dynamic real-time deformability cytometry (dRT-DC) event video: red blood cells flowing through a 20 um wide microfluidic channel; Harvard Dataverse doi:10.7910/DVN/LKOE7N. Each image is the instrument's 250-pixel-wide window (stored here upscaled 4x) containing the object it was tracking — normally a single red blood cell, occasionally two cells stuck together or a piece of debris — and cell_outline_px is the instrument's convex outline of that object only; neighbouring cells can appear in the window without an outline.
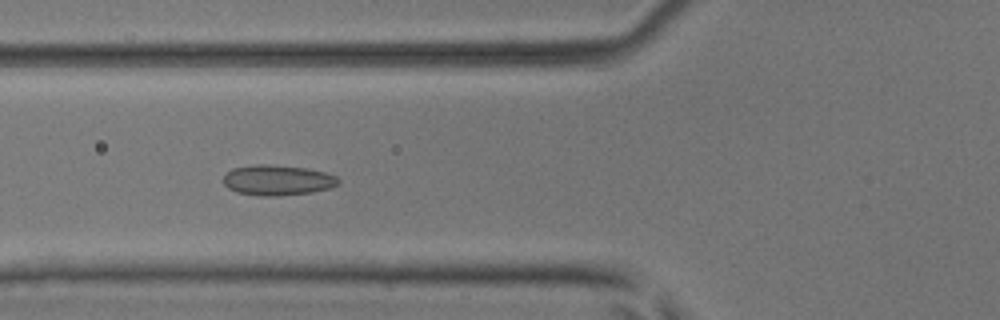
{"species": "common noctule bat (a hibernating species)", "species_latin": "Nyctalus noctula", "temperature_condition": "room temperature", "stored_images_in_passage": 8, "camera_frame_rate_fps": 3000, "um_per_image_px": 0.085, "animal": {"sex": "male", "body_mass_g": 17.9, "forearm_length_mm": 54.2}, "frame": {"image": 1, "passage_image": 5, "time_ms": 1.333, "image_size_px": [1000, 320], "cell_outline_px": [[340, 184], [328, 188], [312, 192], [276, 196], [260, 196], [236, 192], [228, 188], [224, 184], [224, 176], [232, 168], [256, 164], [268, 164], [304, 168], [324, 172], [336, 176], [340, 180]], "centroid_in_image_um": [23.58, 15.32], "position_along_channel_um": 102.2, "area_um2": 20.29}}
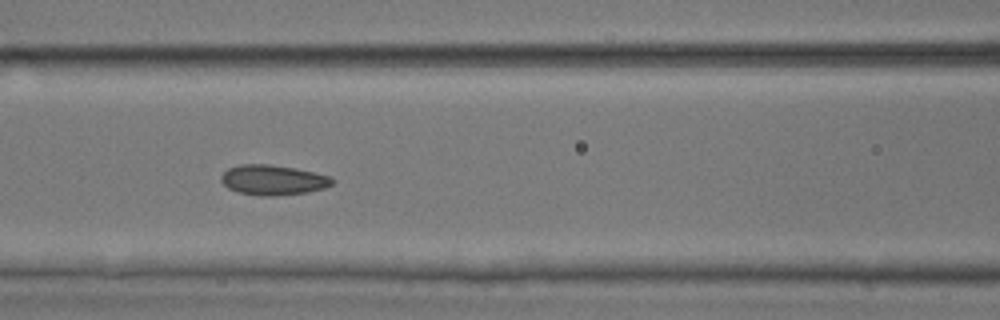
{"frame": {"image": 2, "passage_image": 6, "time_ms": 1.667, "image_size_px": [1000, 320], "cell_outline_px": [[332, 184], [324, 188], [308, 192], [272, 196], [260, 196], [240, 192], [228, 188], [220, 180], [220, 176], [228, 168], [240, 164], [268, 164], [296, 168], [332, 176]], "centroid_in_image_um": [23.2, 15.29], "position_along_channel_um": 143.4, "area_um2": 19.48}}
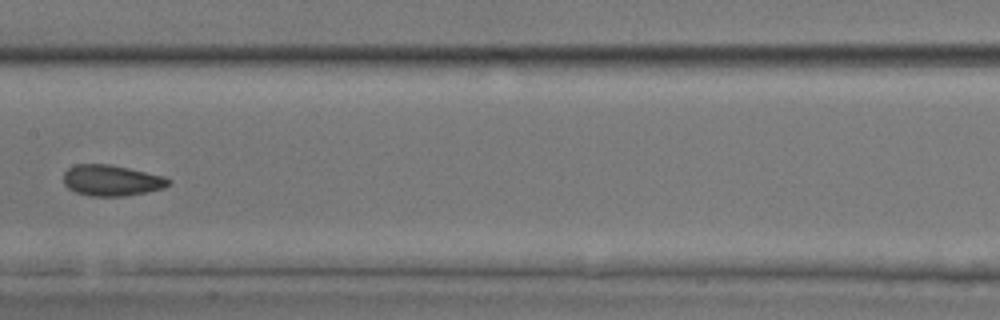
{"frame": {"image": 3, "passage_image": 7, "time_ms": 2.0, "image_size_px": [1000, 320], "cell_outline_px": [[172, 180], [164, 188], [124, 196], [92, 196], [76, 192], [68, 188], [64, 184], [64, 172], [68, 168], [76, 164], [108, 164], [128, 168], [164, 176]], "centroid_in_image_um": [9.47, 15.33], "position_along_channel_um": 197.9, "area_um2": 18.79}}